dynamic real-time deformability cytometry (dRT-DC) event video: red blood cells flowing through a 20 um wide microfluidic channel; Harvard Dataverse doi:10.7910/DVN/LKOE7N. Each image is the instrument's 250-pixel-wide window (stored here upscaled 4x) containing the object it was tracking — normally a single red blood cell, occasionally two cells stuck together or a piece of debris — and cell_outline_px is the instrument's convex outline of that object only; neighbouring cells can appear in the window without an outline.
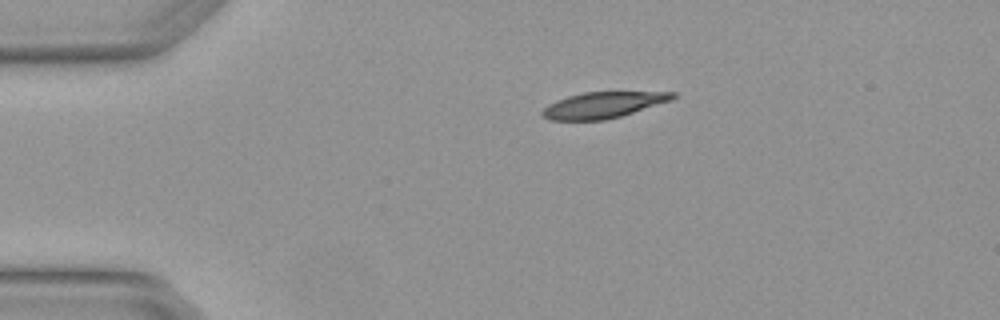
{"species": "Egyptian fruit bat (a non-hibernating species)", "species_latin": "Rousettus aegyptiacus", "temperature_condition": "warm", "stored_images_in_passage": 2, "camera_frame_rate_fps": 3000, "um_per_image_px": 0.085, "animal": {"sex": "female"}, "frame": {"image": 1, "passage_image": 1, "time_ms": 0.0, "image_size_px": [1000, 320], "cell_outline_px": [[676, 96], [672, 100], [620, 116], [604, 120], [548, 120], [540, 112], [548, 104], [556, 100], [568, 96], [584, 92], [676, 92]], "centroid_in_image_um": [51.24, 8.92], "position_along_channel_um": 33.8, "area_um2": 19.65}}